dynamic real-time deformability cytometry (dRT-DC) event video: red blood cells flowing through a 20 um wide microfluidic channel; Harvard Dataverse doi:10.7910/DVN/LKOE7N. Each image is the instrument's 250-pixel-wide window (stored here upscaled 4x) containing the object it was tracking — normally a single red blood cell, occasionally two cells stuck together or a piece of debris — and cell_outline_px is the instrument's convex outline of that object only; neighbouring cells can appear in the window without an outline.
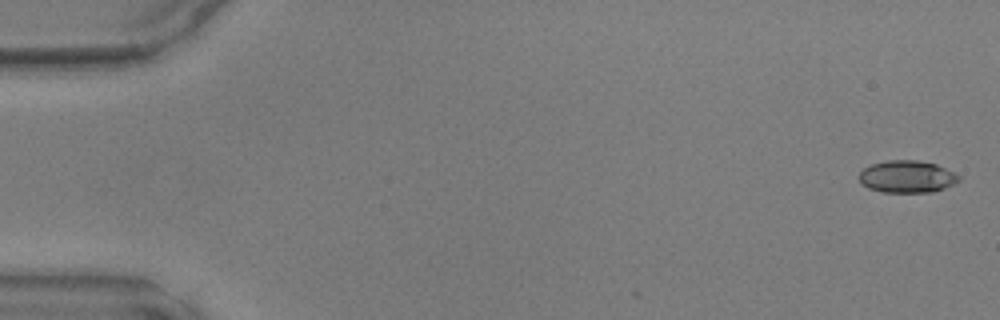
{"species": "common noctule bat (a hibernating species)", "species_latin": "Nyctalus noctula", "temperature_condition": "warm", "stored_images_in_passage": 5, "camera_frame_rate_fps": 3000, "um_per_image_px": 0.085, "animal": {"sex": "male", "body_mass_g": 17.9, "forearm_length_mm": 54.2}, "frame": {"image": 1, "passage_image": 1, "time_ms": 0.0, "image_size_px": [1000, 320], "cell_outline_px": [[960, 180], [944, 188], [932, 192], [884, 192], [868, 188], [860, 184], [860, 172], [864, 168], [872, 164], [888, 160], [916, 160], [936, 164], [960, 176]], "centroid_in_image_um": [77.07, 15.02], "position_along_channel_um": 7.9, "area_um2": 18.55}}